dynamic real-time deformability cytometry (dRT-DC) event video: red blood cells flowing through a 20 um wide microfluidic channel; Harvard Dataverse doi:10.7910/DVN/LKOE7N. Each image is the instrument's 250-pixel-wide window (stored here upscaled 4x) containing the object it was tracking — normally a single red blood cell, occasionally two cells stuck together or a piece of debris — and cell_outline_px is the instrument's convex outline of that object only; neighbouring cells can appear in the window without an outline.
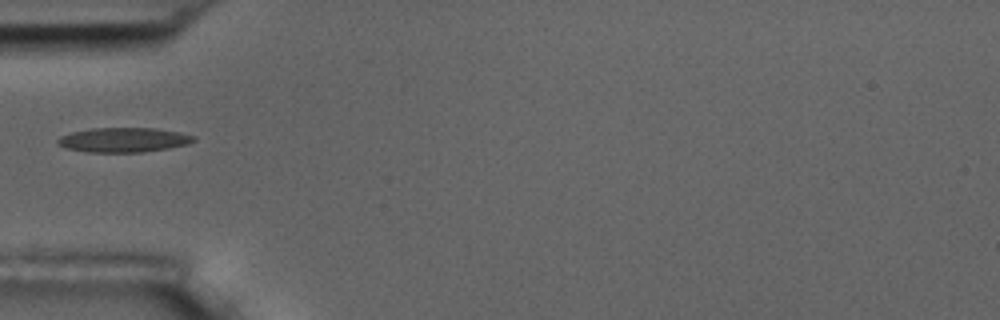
{"species": "common noctule bat (a hibernating species)", "species_latin": "Nyctalus noctula", "temperature_condition": "room temperature", "stored_images_in_passage": 2, "camera_frame_rate_fps": 3000, "um_per_image_px": 0.085, "animal": {"sex": "male", "body_mass_g": 17.5, "forearm_length_mm": 52.3}, "frame": {"image": 1, "passage_image": 1, "time_ms": 0.0, "image_size_px": [1000, 320], "cell_outline_px": [[196, 140], [188, 144], [168, 148], [144, 152], [88, 152], [68, 148], [60, 144], [56, 140], [60, 136], [72, 132], [92, 128], [156, 128], [180, 132], [196, 136]], "centroid_in_image_um": [10.56, 11.88], "position_along_channel_um": 74.4, "area_um2": 19.42}}